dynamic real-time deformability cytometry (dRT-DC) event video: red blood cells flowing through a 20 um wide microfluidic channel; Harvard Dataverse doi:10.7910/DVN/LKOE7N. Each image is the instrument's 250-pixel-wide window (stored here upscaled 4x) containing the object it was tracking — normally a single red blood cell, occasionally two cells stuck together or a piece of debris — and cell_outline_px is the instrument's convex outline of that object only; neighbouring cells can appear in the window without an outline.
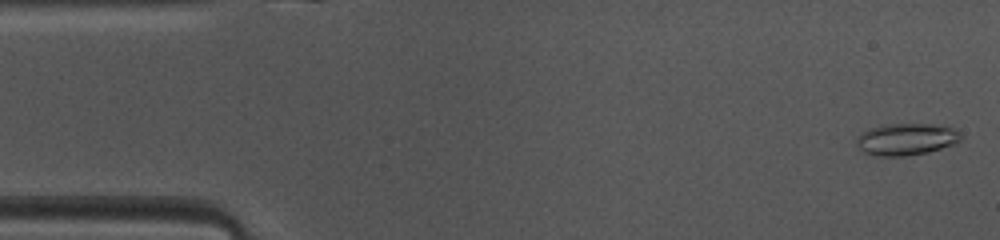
{"species": "common noctule bat (a hibernating species)", "species_latin": "Nyctalus noctula", "temperature_condition": "warm", "stored_images_in_passage": 47, "camera_frame_rate_fps": 3000, "um_per_image_px": 0.085, "animal": {"sex": "female", "body_mass_g": 10.0, "forearm_length_mm": 53.1}, "frame": {"image": 1, "passage_image": 1, "time_ms": 0.0, "image_size_px": [1000, 240], "cell_outline_px": [[960, 140], [956, 144], [928, 152], [904, 156], [880, 156], [864, 152], [856, 144], [856, 136], [860, 132], [868, 128], [888, 124], [932, 124], [952, 128], [960, 132]], "centroid_in_image_um": [77.01, 11.83], "position_along_channel_um": 8.0, "area_um2": 19.42}}
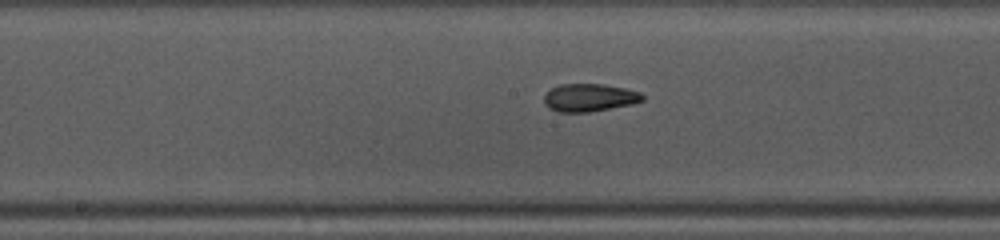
{"frame": {"image": 2, "passage_image": 22, "time_ms": 7.0, "image_size_px": [1000, 240], "cell_outline_px": [[644, 100], [632, 104], [588, 112], [556, 112], [548, 108], [544, 104], [544, 96], [552, 88], [560, 84], [604, 84], [624, 88], [640, 92], [644, 96]], "centroid_in_image_um": [50.08, 8.3], "position_along_channel_um": 198.1, "area_um2": 15.95}}
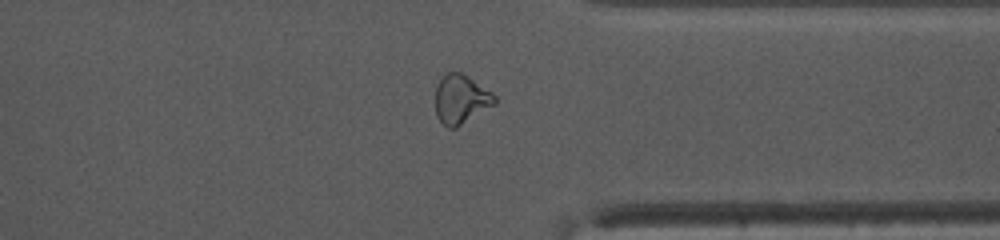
{"frame": {"image": 3, "passage_image": 35, "time_ms": 11.333, "image_size_px": [1000, 240], "cell_outline_px": [[496, 104], [456, 128], [448, 128], [436, 116], [436, 84], [448, 72], [460, 72], [468, 76], [492, 92], [496, 96]], "centroid_in_image_um": [39.19, 8.44], "position_along_channel_um": 372.2, "area_um2": 16.94}, "authors_computed_cell_mechanics": {"area_um2": 16.9354, "velocity_mm_per_s": 4.1187, "shape_relaxation_time_tau1_ms": null, "shape_relaxation_time_tau2_ms": 2.9326, "deformation_change_tau1": null, "deformation_change_tau2": 0.0609}}